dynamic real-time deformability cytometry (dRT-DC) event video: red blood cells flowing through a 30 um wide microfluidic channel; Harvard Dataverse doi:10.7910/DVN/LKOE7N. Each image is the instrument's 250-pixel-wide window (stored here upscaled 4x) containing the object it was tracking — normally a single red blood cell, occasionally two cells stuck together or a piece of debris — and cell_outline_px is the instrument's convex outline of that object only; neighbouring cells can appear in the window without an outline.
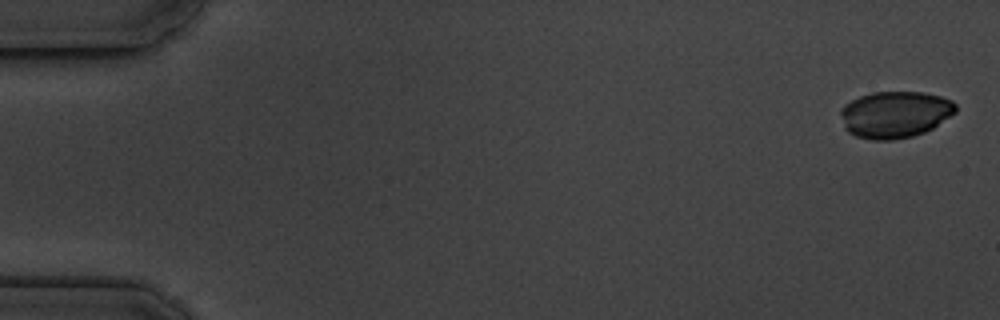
{"species": "common noctule bat (a hibernating species)", "species_latin": "Nyctalus noctula", "temperature_condition": "cold", "stored_images_in_passage": 17, "camera_frame_rate_fps": 3000, "um_per_image_px": 0.085, "animal": {"sex": "male", "body_mass_g": 19.5, "forearm_length_mm": 54.6}, "frame": {"image": 1, "passage_image": 1, "time_ms": 0.0, "image_size_px": [1000, 320], "cell_outline_px": [[956, 112], [932, 128], [924, 132], [912, 136], [892, 140], [872, 140], [856, 136], [848, 132], [844, 128], [840, 112], [844, 104], [860, 96], [872, 92], [924, 92], [940, 96], [952, 100], [956, 104]], "centroid_in_image_um": [76.07, 9.72], "position_along_channel_um": 8.9, "area_um2": 31.33}}
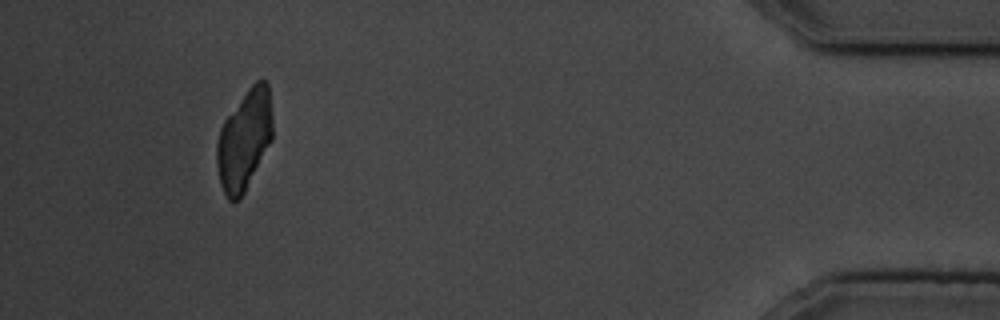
{"frame": {"image": 2, "passage_image": 16, "time_ms": 17.0, "image_size_px": [1000, 320], "cell_outline_px": [[272, 140], [240, 200], [232, 204], [228, 200], [220, 184], [216, 164], [216, 144], [220, 128], [224, 120], [248, 88], [256, 80], [264, 80], [268, 84], [272, 116]], "centroid_in_image_um": [20.75, 11.92], "position_along_channel_um": 414.4, "area_um2": 32.66}}